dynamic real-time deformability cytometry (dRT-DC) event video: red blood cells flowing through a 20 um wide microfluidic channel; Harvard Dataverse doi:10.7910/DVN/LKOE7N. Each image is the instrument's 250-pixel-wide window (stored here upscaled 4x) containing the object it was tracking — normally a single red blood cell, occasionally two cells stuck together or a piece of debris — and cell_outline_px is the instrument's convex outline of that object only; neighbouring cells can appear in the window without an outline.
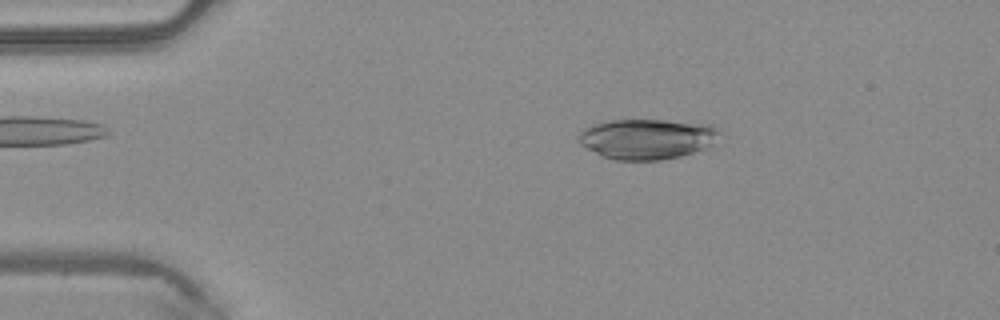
{"species": "common noctule bat (a hibernating species)", "species_latin": "Nyctalus noctula", "temperature_condition": "warm", "stored_images_in_passage": 5, "camera_frame_rate_fps": 3000, "um_per_image_px": 0.085, "animal": {"sex": "male", "body_mass_g": 20.4}, "frame": {"image": 1, "passage_image": 2, "time_ms": 0.333, "image_size_px": [1000, 320], "cell_outline_px": [[720, 132], [712, 144], [704, 148], [680, 156], [660, 160], [616, 160], [600, 156], [580, 144], [580, 132], [584, 128], [592, 124], [608, 120], [664, 120], [712, 124]], "centroid_in_image_um": [54.97, 11.8], "position_along_channel_um": 30.0, "area_um2": 33.0}}
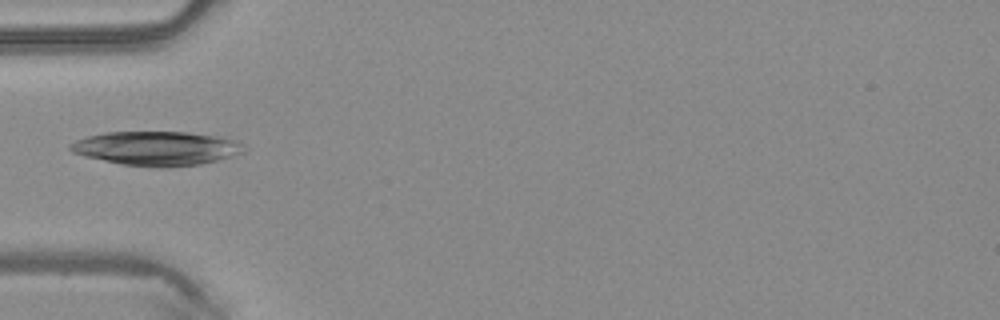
{"frame": {"image": 2, "passage_image": 4, "time_ms": 1.0, "image_size_px": [1000, 320], "cell_outline_px": [[248, 148], [244, 152], [232, 156], [200, 164], [168, 168], [160, 168], [120, 164], [84, 156], [72, 152], [68, 148], [68, 144], [76, 140], [88, 136], [104, 132], [188, 132], [224, 136], [236, 140]], "centroid_in_image_um": [13.34, 12.61], "position_along_channel_um": 71.7, "area_um2": 34.97}}
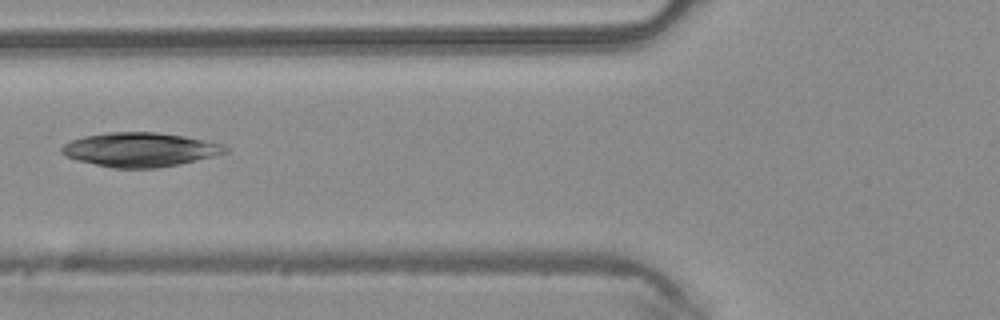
{"frame": {"image": 3, "passage_image": 5, "time_ms": 1.333, "image_size_px": [1000, 320], "cell_outline_px": [[228, 152], [180, 164], [156, 168], [112, 168], [76, 160], [64, 156], [60, 152], [60, 148], [64, 144], [72, 140], [84, 136], [108, 132], [156, 132], [184, 136], [224, 144], [228, 148]], "centroid_in_image_um": [11.87, 12.72], "position_along_channel_um": 113.9, "area_um2": 32.6}}